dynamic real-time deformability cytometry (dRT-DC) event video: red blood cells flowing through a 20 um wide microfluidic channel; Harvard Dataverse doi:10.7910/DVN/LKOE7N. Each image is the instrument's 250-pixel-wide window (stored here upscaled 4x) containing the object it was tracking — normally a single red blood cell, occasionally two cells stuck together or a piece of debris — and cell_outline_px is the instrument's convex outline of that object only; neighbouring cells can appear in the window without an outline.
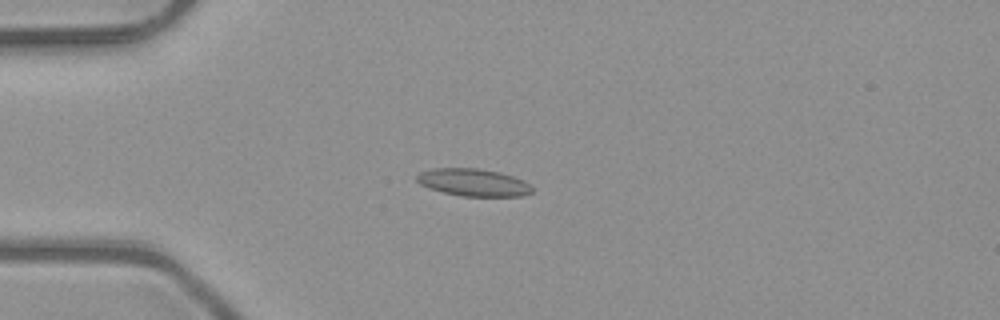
{"species": "common noctule bat (a hibernating species)", "species_latin": "Nyctalus noctula", "temperature_condition": "room temperature", "stored_images_in_passage": 7, "camera_frame_rate_fps": 3000, "um_per_image_px": 0.085, "animal": {"sex": "male", "body_mass_g": 23.1, "forearm_length_mm": 52.7}, "frame": {"image": 1, "passage_image": 4, "time_ms": 1.0, "image_size_px": [1000, 320], "cell_outline_px": [[532, 192], [524, 196], [460, 196], [444, 192], [420, 184], [416, 180], [416, 176], [420, 172], [432, 168], [476, 168], [500, 172], [524, 180], [532, 188]], "centroid_in_image_um": [40.24, 15.5], "position_along_channel_um": 44.8, "area_um2": 18.32}}
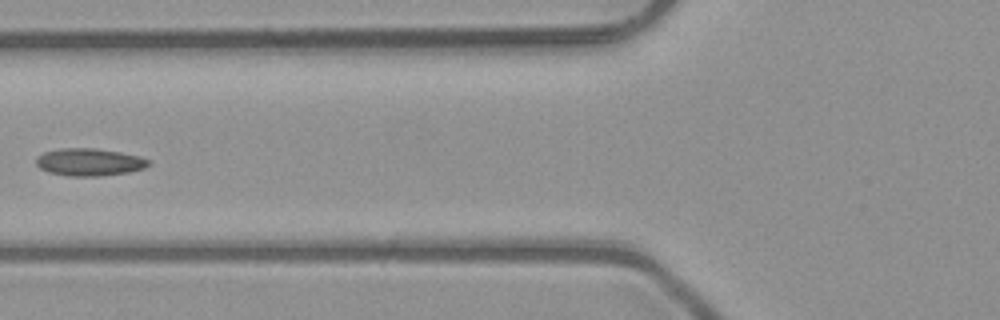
{"frame": {"image": 2, "passage_image": 6, "time_ms": 1.667, "image_size_px": [1000, 320], "cell_outline_px": [[152, 164], [144, 168], [128, 172], [100, 176], [68, 176], [48, 172], [40, 168], [36, 164], [36, 156], [44, 152], [60, 148], [96, 148], [120, 152], [140, 156], [152, 160]], "centroid_in_image_um": [7.61, 13.77], "position_along_channel_um": 118.2, "area_um2": 18.21}}
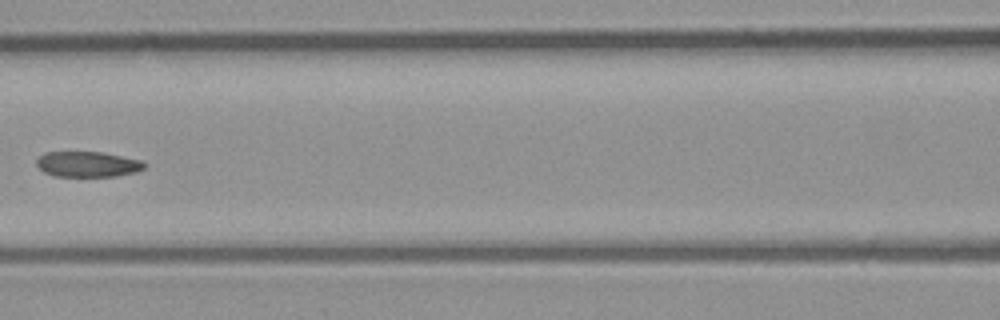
{"frame": {"image": 3, "passage_image": 7, "time_ms": 2.0, "image_size_px": [1000, 320], "cell_outline_px": [[148, 164], [144, 168], [136, 172], [116, 176], [56, 176], [44, 172], [36, 164], [36, 160], [44, 152], [100, 152], [144, 160]], "centroid_in_image_um": [7.49, 13.95], "position_along_channel_um": 159.1, "area_um2": 16.07}}